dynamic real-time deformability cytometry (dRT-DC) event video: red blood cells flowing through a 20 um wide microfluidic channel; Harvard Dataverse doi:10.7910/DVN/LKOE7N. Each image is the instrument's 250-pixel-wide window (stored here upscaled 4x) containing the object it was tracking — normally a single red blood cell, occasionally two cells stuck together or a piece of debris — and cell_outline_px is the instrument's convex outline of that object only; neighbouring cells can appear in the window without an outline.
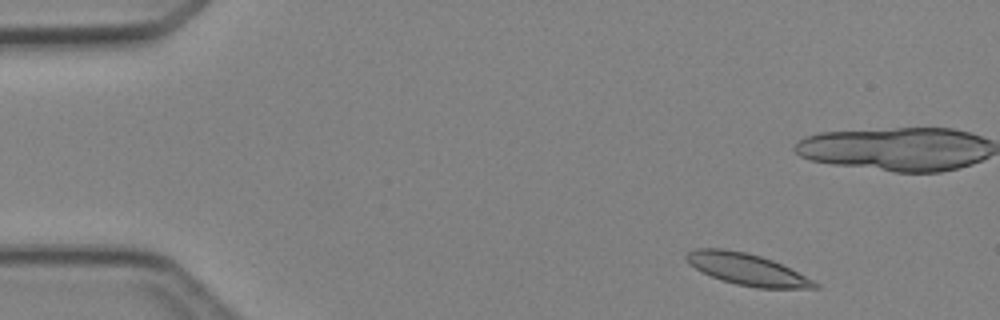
{"species": "Egyptian fruit bat (a non-hibernating species)", "species_latin": "Rousettus aegyptiacus", "temperature_condition": "cold", "stored_images_in_passage": 4, "camera_frame_rate_fps": 3000, "um_per_image_px": 0.085, "animal": {"sex": "female"}, "frame": {"image": 1, "passage_image": 1, "time_ms": 0.0, "image_size_px": [1000, 320], "cell_outline_px": [[820, 288], [756, 288], [736, 284], [720, 280], [688, 264], [684, 256], [688, 252], [696, 248], [724, 248], [744, 252], [760, 256], [772, 260], [820, 284]], "centroid_in_image_um": [63.45, 22.89], "position_along_channel_um": 21.5, "area_um2": 23.35}}